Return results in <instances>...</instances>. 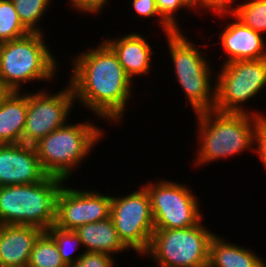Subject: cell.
I'll list each match as a JSON object with an SVG mask.
<instances>
[{
  "instance_id": "cell-29",
  "label": "cell",
  "mask_w": 266,
  "mask_h": 267,
  "mask_svg": "<svg viewBox=\"0 0 266 267\" xmlns=\"http://www.w3.org/2000/svg\"><path fill=\"white\" fill-rule=\"evenodd\" d=\"M256 145V146H255ZM254 153L266 167V117L261 118L254 137Z\"/></svg>"
},
{
  "instance_id": "cell-18",
  "label": "cell",
  "mask_w": 266,
  "mask_h": 267,
  "mask_svg": "<svg viewBox=\"0 0 266 267\" xmlns=\"http://www.w3.org/2000/svg\"><path fill=\"white\" fill-rule=\"evenodd\" d=\"M79 236L81 244L86 252L105 253L109 255H119L128 253L129 249L119 239L113 220L108 217L105 220L84 224L74 230Z\"/></svg>"
},
{
  "instance_id": "cell-25",
  "label": "cell",
  "mask_w": 266,
  "mask_h": 267,
  "mask_svg": "<svg viewBox=\"0 0 266 267\" xmlns=\"http://www.w3.org/2000/svg\"><path fill=\"white\" fill-rule=\"evenodd\" d=\"M159 15L175 30L181 31L177 12L181 9L193 11L194 9L185 0H155ZM176 13V14H175Z\"/></svg>"
},
{
  "instance_id": "cell-20",
  "label": "cell",
  "mask_w": 266,
  "mask_h": 267,
  "mask_svg": "<svg viewBox=\"0 0 266 267\" xmlns=\"http://www.w3.org/2000/svg\"><path fill=\"white\" fill-rule=\"evenodd\" d=\"M242 1L241 4L235 0L227 9L244 25L262 35L266 34V0Z\"/></svg>"
},
{
  "instance_id": "cell-32",
  "label": "cell",
  "mask_w": 266,
  "mask_h": 267,
  "mask_svg": "<svg viewBox=\"0 0 266 267\" xmlns=\"http://www.w3.org/2000/svg\"><path fill=\"white\" fill-rule=\"evenodd\" d=\"M9 93L10 91L0 84V105Z\"/></svg>"
},
{
  "instance_id": "cell-23",
  "label": "cell",
  "mask_w": 266,
  "mask_h": 267,
  "mask_svg": "<svg viewBox=\"0 0 266 267\" xmlns=\"http://www.w3.org/2000/svg\"><path fill=\"white\" fill-rule=\"evenodd\" d=\"M30 31L22 24L11 0H0V43L23 37Z\"/></svg>"
},
{
  "instance_id": "cell-1",
  "label": "cell",
  "mask_w": 266,
  "mask_h": 267,
  "mask_svg": "<svg viewBox=\"0 0 266 267\" xmlns=\"http://www.w3.org/2000/svg\"><path fill=\"white\" fill-rule=\"evenodd\" d=\"M89 50H82L71 57L72 73L67 82L76 104L81 103L97 119L102 118L106 123L122 122L127 104L134 96L133 81L104 40Z\"/></svg>"
},
{
  "instance_id": "cell-13",
  "label": "cell",
  "mask_w": 266,
  "mask_h": 267,
  "mask_svg": "<svg viewBox=\"0 0 266 267\" xmlns=\"http://www.w3.org/2000/svg\"><path fill=\"white\" fill-rule=\"evenodd\" d=\"M213 14L222 19H233L222 28L218 34V39L224 50L226 64L231 61L239 60H257L266 58V38L250 27L244 25L228 9H217ZM227 17V18H226Z\"/></svg>"
},
{
  "instance_id": "cell-12",
  "label": "cell",
  "mask_w": 266,
  "mask_h": 267,
  "mask_svg": "<svg viewBox=\"0 0 266 267\" xmlns=\"http://www.w3.org/2000/svg\"><path fill=\"white\" fill-rule=\"evenodd\" d=\"M62 185L56 198L55 226L64 230H76L84 224L102 221L110 217L111 195L99 191L75 189Z\"/></svg>"
},
{
  "instance_id": "cell-8",
  "label": "cell",
  "mask_w": 266,
  "mask_h": 267,
  "mask_svg": "<svg viewBox=\"0 0 266 267\" xmlns=\"http://www.w3.org/2000/svg\"><path fill=\"white\" fill-rule=\"evenodd\" d=\"M219 68L218 73L214 72L216 73L214 110L266 117L263 112L256 110H252L254 113L250 112L244 105L266 88V58L231 61Z\"/></svg>"
},
{
  "instance_id": "cell-11",
  "label": "cell",
  "mask_w": 266,
  "mask_h": 267,
  "mask_svg": "<svg viewBox=\"0 0 266 267\" xmlns=\"http://www.w3.org/2000/svg\"><path fill=\"white\" fill-rule=\"evenodd\" d=\"M76 101L69 83L56 93L41 88L28 91V109L22 143L35 145L40 139L70 122ZM70 114V115H69Z\"/></svg>"
},
{
  "instance_id": "cell-9",
  "label": "cell",
  "mask_w": 266,
  "mask_h": 267,
  "mask_svg": "<svg viewBox=\"0 0 266 267\" xmlns=\"http://www.w3.org/2000/svg\"><path fill=\"white\" fill-rule=\"evenodd\" d=\"M155 180L143 183L151 201L154 229L189 228L204 221L201 204L190 186L173 180Z\"/></svg>"
},
{
  "instance_id": "cell-4",
  "label": "cell",
  "mask_w": 266,
  "mask_h": 267,
  "mask_svg": "<svg viewBox=\"0 0 266 267\" xmlns=\"http://www.w3.org/2000/svg\"><path fill=\"white\" fill-rule=\"evenodd\" d=\"M72 123L67 122L34 145L43 171L65 181L70 179L75 169L80 168L81 161L90 156L105 135V130L94 121Z\"/></svg>"
},
{
  "instance_id": "cell-30",
  "label": "cell",
  "mask_w": 266,
  "mask_h": 267,
  "mask_svg": "<svg viewBox=\"0 0 266 267\" xmlns=\"http://www.w3.org/2000/svg\"><path fill=\"white\" fill-rule=\"evenodd\" d=\"M185 1L194 9V12L195 10H200L201 12V11H206L208 9L213 14L217 9H219L211 0H185Z\"/></svg>"
},
{
  "instance_id": "cell-27",
  "label": "cell",
  "mask_w": 266,
  "mask_h": 267,
  "mask_svg": "<svg viewBox=\"0 0 266 267\" xmlns=\"http://www.w3.org/2000/svg\"><path fill=\"white\" fill-rule=\"evenodd\" d=\"M115 262L112 255L84 251L78 261L70 267H117Z\"/></svg>"
},
{
  "instance_id": "cell-10",
  "label": "cell",
  "mask_w": 266,
  "mask_h": 267,
  "mask_svg": "<svg viewBox=\"0 0 266 267\" xmlns=\"http://www.w3.org/2000/svg\"><path fill=\"white\" fill-rule=\"evenodd\" d=\"M110 217L119 239L129 249L142 256L148 249L154 232L151 201L146 188L122 196H111Z\"/></svg>"
},
{
  "instance_id": "cell-7",
  "label": "cell",
  "mask_w": 266,
  "mask_h": 267,
  "mask_svg": "<svg viewBox=\"0 0 266 267\" xmlns=\"http://www.w3.org/2000/svg\"><path fill=\"white\" fill-rule=\"evenodd\" d=\"M201 221L196 226L178 229H155L147 251L155 267L208 266L210 242L215 232Z\"/></svg>"
},
{
  "instance_id": "cell-24",
  "label": "cell",
  "mask_w": 266,
  "mask_h": 267,
  "mask_svg": "<svg viewBox=\"0 0 266 267\" xmlns=\"http://www.w3.org/2000/svg\"><path fill=\"white\" fill-rule=\"evenodd\" d=\"M56 242L58 251L63 262L68 266H73L82 256L83 251L78 255V249L83 248L79 236L72 230H64L55 225L46 230ZM74 252L75 254L74 256ZM73 255V256H72Z\"/></svg>"
},
{
  "instance_id": "cell-2",
  "label": "cell",
  "mask_w": 266,
  "mask_h": 267,
  "mask_svg": "<svg viewBox=\"0 0 266 267\" xmlns=\"http://www.w3.org/2000/svg\"><path fill=\"white\" fill-rule=\"evenodd\" d=\"M197 120V150L195 167L218 161L245 150H254V137L261 117L244 113L211 110L195 114ZM199 145V147H198Z\"/></svg>"
},
{
  "instance_id": "cell-33",
  "label": "cell",
  "mask_w": 266,
  "mask_h": 267,
  "mask_svg": "<svg viewBox=\"0 0 266 267\" xmlns=\"http://www.w3.org/2000/svg\"><path fill=\"white\" fill-rule=\"evenodd\" d=\"M7 267H28V266H7Z\"/></svg>"
},
{
  "instance_id": "cell-6",
  "label": "cell",
  "mask_w": 266,
  "mask_h": 267,
  "mask_svg": "<svg viewBox=\"0 0 266 267\" xmlns=\"http://www.w3.org/2000/svg\"><path fill=\"white\" fill-rule=\"evenodd\" d=\"M62 178L47 175L34 184L0 186V225H31L43 231L55 224Z\"/></svg>"
},
{
  "instance_id": "cell-15",
  "label": "cell",
  "mask_w": 266,
  "mask_h": 267,
  "mask_svg": "<svg viewBox=\"0 0 266 267\" xmlns=\"http://www.w3.org/2000/svg\"><path fill=\"white\" fill-rule=\"evenodd\" d=\"M148 38L139 32H130L123 37L110 39L105 37V42L112 48L118 57L127 76L133 80L136 76H147L152 68L153 47L147 41Z\"/></svg>"
},
{
  "instance_id": "cell-5",
  "label": "cell",
  "mask_w": 266,
  "mask_h": 267,
  "mask_svg": "<svg viewBox=\"0 0 266 267\" xmlns=\"http://www.w3.org/2000/svg\"><path fill=\"white\" fill-rule=\"evenodd\" d=\"M184 34L182 30L165 35L175 79L194 114L214 110L216 75H213V66L210 65L207 52L200 51Z\"/></svg>"
},
{
  "instance_id": "cell-17",
  "label": "cell",
  "mask_w": 266,
  "mask_h": 267,
  "mask_svg": "<svg viewBox=\"0 0 266 267\" xmlns=\"http://www.w3.org/2000/svg\"><path fill=\"white\" fill-rule=\"evenodd\" d=\"M27 109L28 90L10 92L2 101L0 105V144L22 143Z\"/></svg>"
},
{
  "instance_id": "cell-3",
  "label": "cell",
  "mask_w": 266,
  "mask_h": 267,
  "mask_svg": "<svg viewBox=\"0 0 266 267\" xmlns=\"http://www.w3.org/2000/svg\"><path fill=\"white\" fill-rule=\"evenodd\" d=\"M44 35L30 32L0 43V84L10 92H22L25 90L23 84L35 80L51 83L57 76L60 65L44 40Z\"/></svg>"
},
{
  "instance_id": "cell-21",
  "label": "cell",
  "mask_w": 266,
  "mask_h": 267,
  "mask_svg": "<svg viewBox=\"0 0 266 267\" xmlns=\"http://www.w3.org/2000/svg\"><path fill=\"white\" fill-rule=\"evenodd\" d=\"M28 267H68L62 260L56 242L43 231L34 243Z\"/></svg>"
},
{
  "instance_id": "cell-19",
  "label": "cell",
  "mask_w": 266,
  "mask_h": 267,
  "mask_svg": "<svg viewBox=\"0 0 266 267\" xmlns=\"http://www.w3.org/2000/svg\"><path fill=\"white\" fill-rule=\"evenodd\" d=\"M226 242L215 234L210 242L208 267H266V262L254 250Z\"/></svg>"
},
{
  "instance_id": "cell-28",
  "label": "cell",
  "mask_w": 266,
  "mask_h": 267,
  "mask_svg": "<svg viewBox=\"0 0 266 267\" xmlns=\"http://www.w3.org/2000/svg\"><path fill=\"white\" fill-rule=\"evenodd\" d=\"M68 4H70V8L78 10V12H82L83 14L88 15H97L102 12V8H105L107 3L109 4V0H68Z\"/></svg>"
},
{
  "instance_id": "cell-31",
  "label": "cell",
  "mask_w": 266,
  "mask_h": 267,
  "mask_svg": "<svg viewBox=\"0 0 266 267\" xmlns=\"http://www.w3.org/2000/svg\"><path fill=\"white\" fill-rule=\"evenodd\" d=\"M219 9H227L230 6V0H211Z\"/></svg>"
},
{
  "instance_id": "cell-26",
  "label": "cell",
  "mask_w": 266,
  "mask_h": 267,
  "mask_svg": "<svg viewBox=\"0 0 266 267\" xmlns=\"http://www.w3.org/2000/svg\"><path fill=\"white\" fill-rule=\"evenodd\" d=\"M132 11H135L138 17L145 18H156L155 21L159 24V28L166 34L175 32V30L159 15L155 0H131ZM161 25V26H160Z\"/></svg>"
},
{
  "instance_id": "cell-34",
  "label": "cell",
  "mask_w": 266,
  "mask_h": 267,
  "mask_svg": "<svg viewBox=\"0 0 266 267\" xmlns=\"http://www.w3.org/2000/svg\"><path fill=\"white\" fill-rule=\"evenodd\" d=\"M234 1H235V0H230V6H231V4H233Z\"/></svg>"
},
{
  "instance_id": "cell-14",
  "label": "cell",
  "mask_w": 266,
  "mask_h": 267,
  "mask_svg": "<svg viewBox=\"0 0 266 267\" xmlns=\"http://www.w3.org/2000/svg\"><path fill=\"white\" fill-rule=\"evenodd\" d=\"M46 176L34 145L0 144V186L34 184Z\"/></svg>"
},
{
  "instance_id": "cell-16",
  "label": "cell",
  "mask_w": 266,
  "mask_h": 267,
  "mask_svg": "<svg viewBox=\"0 0 266 267\" xmlns=\"http://www.w3.org/2000/svg\"><path fill=\"white\" fill-rule=\"evenodd\" d=\"M42 232L31 225H0V267L27 266L34 243Z\"/></svg>"
},
{
  "instance_id": "cell-22",
  "label": "cell",
  "mask_w": 266,
  "mask_h": 267,
  "mask_svg": "<svg viewBox=\"0 0 266 267\" xmlns=\"http://www.w3.org/2000/svg\"><path fill=\"white\" fill-rule=\"evenodd\" d=\"M17 11L22 24L30 31L37 33H45L39 25V21H43L42 16L50 8L52 0H11ZM48 8V9H47ZM47 9V10H46Z\"/></svg>"
}]
</instances>
